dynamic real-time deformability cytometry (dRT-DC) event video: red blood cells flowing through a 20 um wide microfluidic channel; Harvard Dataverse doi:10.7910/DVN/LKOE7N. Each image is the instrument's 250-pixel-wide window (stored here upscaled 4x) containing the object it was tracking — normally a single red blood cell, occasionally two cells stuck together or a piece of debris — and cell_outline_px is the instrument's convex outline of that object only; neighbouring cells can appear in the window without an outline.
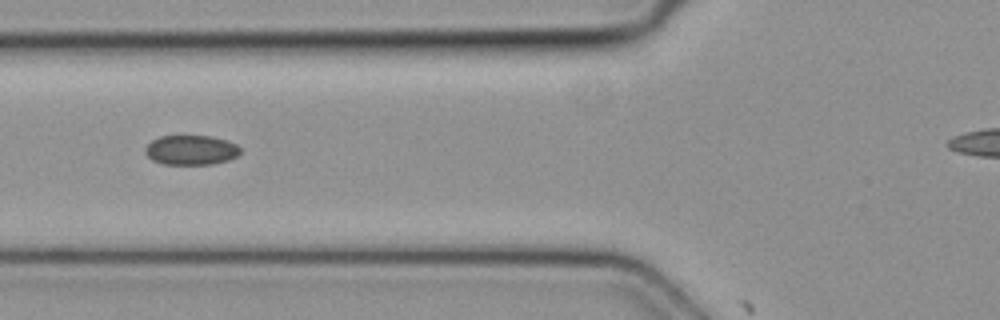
{"species": "common noctule bat (a hibernating species)", "species_latin": "Nyctalus noctula", "temperature_condition": "cold", "stored_images_in_passage": 4, "camera_frame_rate_fps": 3000, "um_per_image_px": 0.085, "animal": {"sex": "female", "body_mass_g": 19.3, "forearm_length_mm": 54.1}, "frame": {"image": 1, "passage_image": 3, "time_ms": 0.667, "image_size_px": [1000, 320], "cell_outline_px": [[240, 152], [236, 156], [228, 160], [212, 164], [164, 164], [152, 160], [144, 152], [144, 148], [152, 140], [160, 136], [212, 136], [228, 140], [236, 144], [240, 148]], "centroid_in_image_um": [16.23, 12.75], "position_along_channel_um": 109.6, "area_um2": 16.47}}